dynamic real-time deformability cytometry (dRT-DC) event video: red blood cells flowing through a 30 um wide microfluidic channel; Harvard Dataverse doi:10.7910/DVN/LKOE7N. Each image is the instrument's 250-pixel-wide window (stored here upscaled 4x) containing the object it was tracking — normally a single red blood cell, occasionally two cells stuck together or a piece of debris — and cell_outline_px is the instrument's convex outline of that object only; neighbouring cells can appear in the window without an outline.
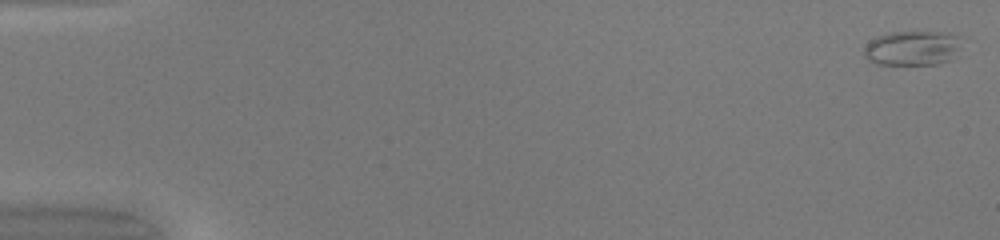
{"species": "common noctule bat (a hibernating species)", "species_latin": "Nyctalus noctula", "temperature_condition": "warm", "stored_images_in_passage": 50, "camera_frame_rate_fps": 3000, "um_per_image_px": 0.085, "animal": {"sex": "female", "body_mass_g": 20.0, "forearm_length_mm": 54.0}, "frame": {"image": 1, "passage_image": 1, "time_ms": 0.0, "image_size_px": [1000, 240], "cell_outline_px": [[960, 36], [952, 60], [936, 64], [876, 64], [868, 60], [864, 56], [864, 48], [868, 40], [876, 36], [888, 32], [948, 32]], "centroid_in_image_um": [77.48, 4.08], "position_along_channel_um": 7.5, "area_um2": 19.71}}
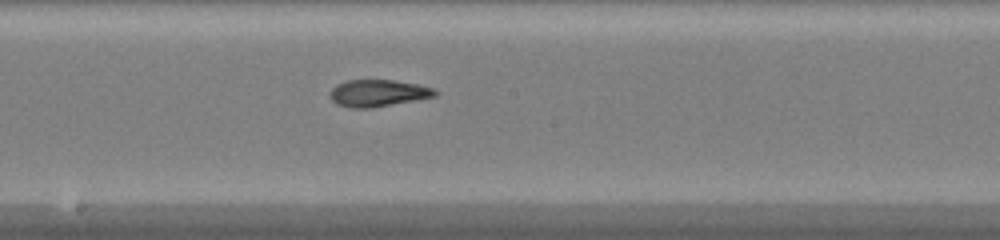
{"frame": {"image": 2, "passage_image": 28, "time_ms": 9.0, "image_size_px": [1000, 240], "cell_outline_px": [[440, 92], [436, 96], [416, 100], [368, 108], [352, 108], [336, 104], [328, 96], [328, 92], [336, 84], [344, 80], [392, 80], [416, 84], [436, 88]], "centroid_in_image_um": [32.11, 7.91], "position_along_channel_um": 216.1, "area_um2": 16.65}}
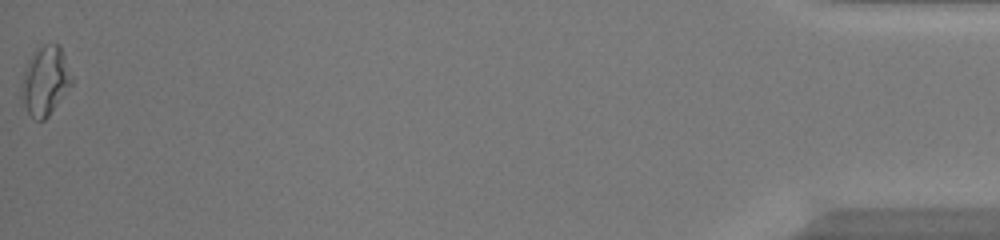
{"frame": {"image": 3, "passage_image": 50, "time_ms": 16.333, "image_size_px": [1000, 240], "cell_outline_px": [[72, 84], [48, 116], [44, 120], [36, 120], [28, 112], [20, 96], [24, 72], [32, 56], [44, 44], [60, 44], [72, 80]], "centroid_in_image_um": [3.84, 6.9], "position_along_channel_um": 431.4, "area_um2": 19.48}, "authors_computed_cell_mechanics": {"area_um2": 17.3111, "velocity_mm_per_s": 4.2225, "shape_relaxation_time_tau1_ms": null, "shape_relaxation_time_tau2_ms": 3.6076, "deformation_change_tau1": null, "deformation_change_tau2": 0.1149}}